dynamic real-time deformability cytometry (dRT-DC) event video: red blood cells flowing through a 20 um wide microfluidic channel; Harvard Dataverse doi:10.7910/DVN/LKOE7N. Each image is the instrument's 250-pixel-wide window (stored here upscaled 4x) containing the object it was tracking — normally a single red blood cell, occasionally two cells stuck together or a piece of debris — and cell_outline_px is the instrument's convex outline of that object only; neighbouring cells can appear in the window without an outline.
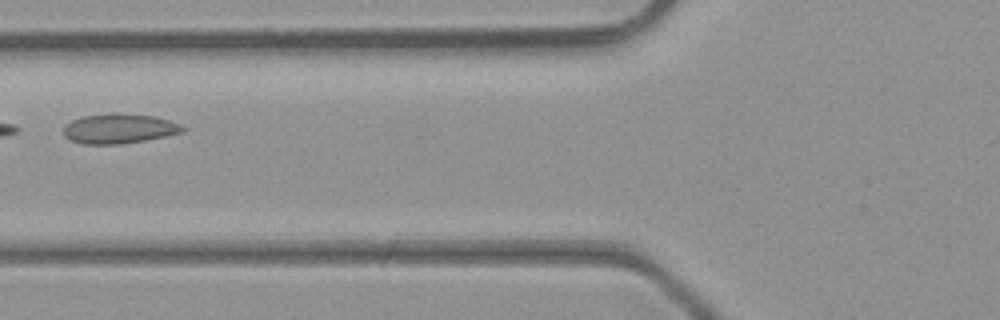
{"species": "common noctule bat (a hibernating species)", "species_latin": "Nyctalus noctula", "temperature_condition": "room temperature", "stored_images_in_passage": 2, "camera_frame_rate_fps": 3000, "um_per_image_px": 0.085, "animal": {"sex": "male", "body_mass_g": 23.1, "forearm_length_mm": 52.7}, "frame": {"image": 1, "passage_image": 2, "time_ms": 0.333, "image_size_px": [1000, 320], "cell_outline_px": [[188, 128], [184, 132], [144, 140], [120, 144], [80, 144], [64, 136], [64, 124], [80, 116], [116, 112], [120, 112], [152, 116], [168, 120], [180, 124]], "centroid_in_image_um": [10.1, 10.92], "position_along_channel_um": 115.7, "area_um2": 20.87}}